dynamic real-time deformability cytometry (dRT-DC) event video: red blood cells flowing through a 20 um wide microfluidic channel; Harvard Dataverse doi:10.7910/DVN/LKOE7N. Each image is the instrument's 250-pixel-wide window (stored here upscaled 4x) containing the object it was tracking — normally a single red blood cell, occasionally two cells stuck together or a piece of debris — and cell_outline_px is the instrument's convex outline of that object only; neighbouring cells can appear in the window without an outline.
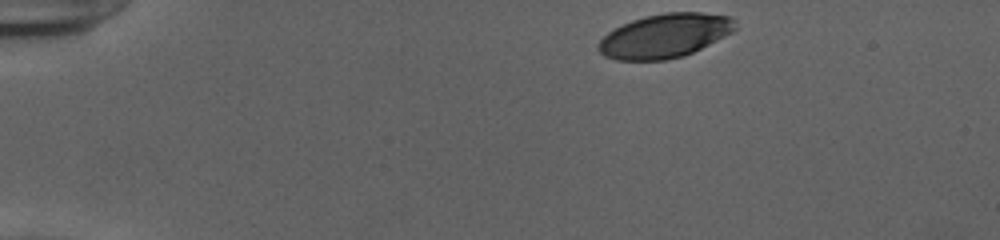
{"species": "human", "species_latin": "Homo sapiens", "temperature_condition": "cold", "stored_images_in_passage": 45, "camera_frame_rate_fps": 3000, "um_per_image_px": 0.085, "donor": {"sex": "female"}, "frame": {"image": 1, "passage_image": 1, "time_ms": 0.0, "image_size_px": [1000, 240], "cell_outline_px": [[736, 28], [732, 32], [684, 56], [664, 60], [616, 60], [604, 56], [596, 48], [596, 44], [608, 32], [632, 20], [644, 16], [664, 12], [700, 12], [728, 16], [732, 20]], "centroid_in_image_um": [56.46, 3.04], "position_along_channel_um": 28.5, "area_um2": 34.8}}
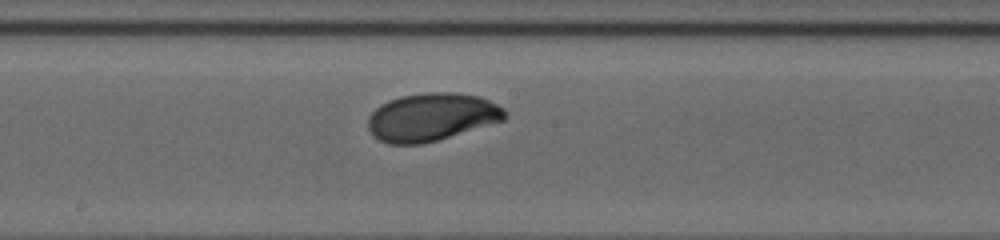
{"frame": {"image": 2, "passage_image": 22, "time_ms": 7.0, "image_size_px": [1000, 240], "cell_outline_px": [[508, 116], [504, 120], [436, 140], [420, 144], [388, 144], [372, 136], [368, 128], [368, 116], [380, 104], [388, 100], [400, 96], [428, 92], [452, 92], [480, 96], [504, 108], [508, 112]], "centroid_in_image_um": [36.67, 9.94], "position_along_channel_um": 211.5, "area_um2": 38.21}}
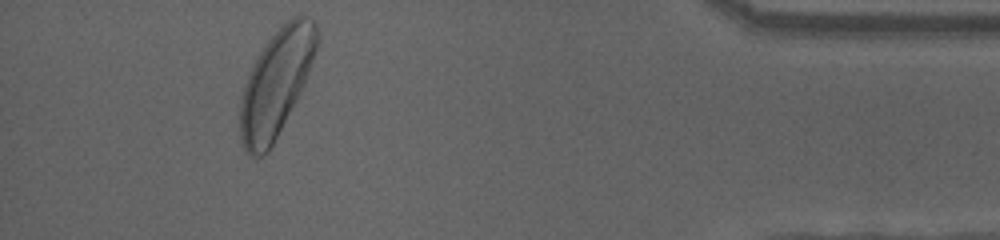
{"frame": {"image": 3, "passage_image": 41, "time_ms": 13.333, "image_size_px": [1000, 240], "cell_outline_px": [[320, 40], [304, 84], [296, 100], [268, 152], [264, 156], [248, 156], [244, 152], [240, 140], [240, 104], [244, 88], [248, 76], [260, 52], [268, 40], [292, 16], [300, 12], [304, 12], [316, 20]], "centroid_in_image_um": [23.51, 7.03], "position_along_channel_um": 411.7, "area_um2": 47.51}, "authors_computed_cell_mechanics": {"area_um2": 37.57, "velocity_mm_per_s": 3.8979, "shape_relaxation_time_tau1_ms": 2.3516, "shape_relaxation_time_tau2_ms": null, "deformation_change_tau1": 0.1563, "deformation_change_tau2": null}}